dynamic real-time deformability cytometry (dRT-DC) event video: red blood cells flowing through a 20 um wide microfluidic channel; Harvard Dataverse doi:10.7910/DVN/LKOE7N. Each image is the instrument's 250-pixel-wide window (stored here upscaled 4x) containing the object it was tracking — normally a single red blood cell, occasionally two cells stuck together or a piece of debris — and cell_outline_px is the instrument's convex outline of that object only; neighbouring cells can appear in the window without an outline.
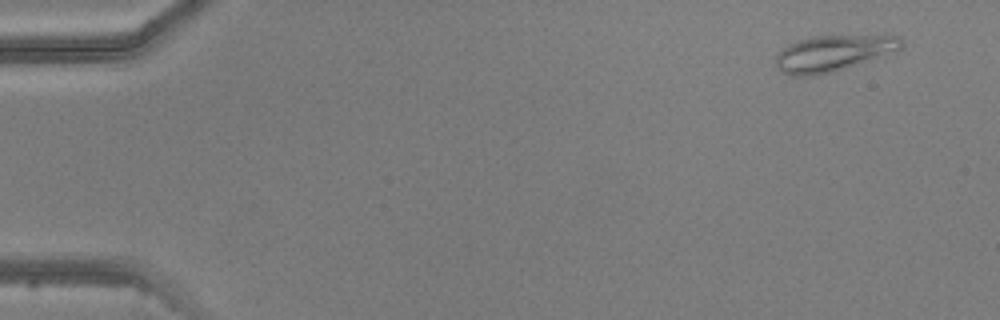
{"species": "common noctule bat (a hibernating species)", "species_latin": "Nyctalus noctula", "temperature_condition": "warm", "stored_images_in_passage": 4, "camera_frame_rate_fps": 3000, "um_per_image_px": 0.085, "animal": {"sex": "male", "body_mass_g": 20.5, "forearm_length_mm": 52.5}, "frame": {"image": 1, "passage_image": 1, "time_ms": 0.0, "image_size_px": [1000, 320], "cell_outline_px": [[900, 48], [832, 72], [816, 76], [788, 76], [780, 72], [776, 64], [776, 52], [788, 44], [796, 40], [812, 36], [900, 36]], "centroid_in_image_um": [70.64, 4.54], "position_along_channel_um": 14.4, "area_um2": 25.78}}